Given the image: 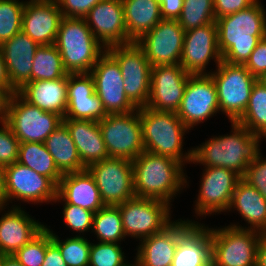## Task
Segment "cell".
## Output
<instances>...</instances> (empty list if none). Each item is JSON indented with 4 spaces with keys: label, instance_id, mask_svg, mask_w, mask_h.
<instances>
[{
    "label": "cell",
    "instance_id": "48",
    "mask_svg": "<svg viewBox=\"0 0 266 266\" xmlns=\"http://www.w3.org/2000/svg\"><path fill=\"white\" fill-rule=\"evenodd\" d=\"M41 266H67L59 247L51 240V230L46 226V253Z\"/></svg>",
    "mask_w": 266,
    "mask_h": 266
},
{
    "label": "cell",
    "instance_id": "36",
    "mask_svg": "<svg viewBox=\"0 0 266 266\" xmlns=\"http://www.w3.org/2000/svg\"><path fill=\"white\" fill-rule=\"evenodd\" d=\"M94 230V231H93ZM99 242L117 243L126 236L122 227V217L118 206L105 205L94 213L92 231Z\"/></svg>",
    "mask_w": 266,
    "mask_h": 266
},
{
    "label": "cell",
    "instance_id": "25",
    "mask_svg": "<svg viewBox=\"0 0 266 266\" xmlns=\"http://www.w3.org/2000/svg\"><path fill=\"white\" fill-rule=\"evenodd\" d=\"M14 206L0 218V255H13L46 227Z\"/></svg>",
    "mask_w": 266,
    "mask_h": 266
},
{
    "label": "cell",
    "instance_id": "42",
    "mask_svg": "<svg viewBox=\"0 0 266 266\" xmlns=\"http://www.w3.org/2000/svg\"><path fill=\"white\" fill-rule=\"evenodd\" d=\"M63 208V218L67 227L80 234L92 230L94 212L68 203H65Z\"/></svg>",
    "mask_w": 266,
    "mask_h": 266
},
{
    "label": "cell",
    "instance_id": "2",
    "mask_svg": "<svg viewBox=\"0 0 266 266\" xmlns=\"http://www.w3.org/2000/svg\"><path fill=\"white\" fill-rule=\"evenodd\" d=\"M230 135L210 138L202 145L192 148V162L205 167L228 168L241 177L247 166L257 159L261 135H255L238 122H231Z\"/></svg>",
    "mask_w": 266,
    "mask_h": 266
},
{
    "label": "cell",
    "instance_id": "17",
    "mask_svg": "<svg viewBox=\"0 0 266 266\" xmlns=\"http://www.w3.org/2000/svg\"><path fill=\"white\" fill-rule=\"evenodd\" d=\"M5 196L7 202H54L57 186L46 176L40 175L27 166L15 162L5 167ZM12 198V199H11Z\"/></svg>",
    "mask_w": 266,
    "mask_h": 266
},
{
    "label": "cell",
    "instance_id": "52",
    "mask_svg": "<svg viewBox=\"0 0 266 266\" xmlns=\"http://www.w3.org/2000/svg\"><path fill=\"white\" fill-rule=\"evenodd\" d=\"M256 266H266V233H261L258 242Z\"/></svg>",
    "mask_w": 266,
    "mask_h": 266
},
{
    "label": "cell",
    "instance_id": "7",
    "mask_svg": "<svg viewBox=\"0 0 266 266\" xmlns=\"http://www.w3.org/2000/svg\"><path fill=\"white\" fill-rule=\"evenodd\" d=\"M260 237L250 229L211 228V266H256Z\"/></svg>",
    "mask_w": 266,
    "mask_h": 266
},
{
    "label": "cell",
    "instance_id": "29",
    "mask_svg": "<svg viewBox=\"0 0 266 266\" xmlns=\"http://www.w3.org/2000/svg\"><path fill=\"white\" fill-rule=\"evenodd\" d=\"M63 123L69 129L80 160L86 168L109 157L97 121L63 118Z\"/></svg>",
    "mask_w": 266,
    "mask_h": 266
},
{
    "label": "cell",
    "instance_id": "31",
    "mask_svg": "<svg viewBox=\"0 0 266 266\" xmlns=\"http://www.w3.org/2000/svg\"><path fill=\"white\" fill-rule=\"evenodd\" d=\"M128 37L136 42L161 20L157 0H121Z\"/></svg>",
    "mask_w": 266,
    "mask_h": 266
},
{
    "label": "cell",
    "instance_id": "44",
    "mask_svg": "<svg viewBox=\"0 0 266 266\" xmlns=\"http://www.w3.org/2000/svg\"><path fill=\"white\" fill-rule=\"evenodd\" d=\"M242 179L257 189L266 199V158L263 159L261 153L247 166Z\"/></svg>",
    "mask_w": 266,
    "mask_h": 266
},
{
    "label": "cell",
    "instance_id": "16",
    "mask_svg": "<svg viewBox=\"0 0 266 266\" xmlns=\"http://www.w3.org/2000/svg\"><path fill=\"white\" fill-rule=\"evenodd\" d=\"M242 177L235 171L222 167H205L195 213L199 216L229 210L232 196Z\"/></svg>",
    "mask_w": 266,
    "mask_h": 266
},
{
    "label": "cell",
    "instance_id": "40",
    "mask_svg": "<svg viewBox=\"0 0 266 266\" xmlns=\"http://www.w3.org/2000/svg\"><path fill=\"white\" fill-rule=\"evenodd\" d=\"M124 257L126 256L117 243L91 242L89 266H133Z\"/></svg>",
    "mask_w": 266,
    "mask_h": 266
},
{
    "label": "cell",
    "instance_id": "24",
    "mask_svg": "<svg viewBox=\"0 0 266 266\" xmlns=\"http://www.w3.org/2000/svg\"><path fill=\"white\" fill-rule=\"evenodd\" d=\"M38 47L39 44L23 31L0 46L12 88L16 92L31 82L33 60Z\"/></svg>",
    "mask_w": 266,
    "mask_h": 266
},
{
    "label": "cell",
    "instance_id": "18",
    "mask_svg": "<svg viewBox=\"0 0 266 266\" xmlns=\"http://www.w3.org/2000/svg\"><path fill=\"white\" fill-rule=\"evenodd\" d=\"M190 75L180 64L152 67L146 107L156 111L177 112Z\"/></svg>",
    "mask_w": 266,
    "mask_h": 266
},
{
    "label": "cell",
    "instance_id": "3",
    "mask_svg": "<svg viewBox=\"0 0 266 266\" xmlns=\"http://www.w3.org/2000/svg\"><path fill=\"white\" fill-rule=\"evenodd\" d=\"M135 196L159 199L169 205L186 186L183 165L172 158L142 152L132 161Z\"/></svg>",
    "mask_w": 266,
    "mask_h": 266
},
{
    "label": "cell",
    "instance_id": "1",
    "mask_svg": "<svg viewBox=\"0 0 266 266\" xmlns=\"http://www.w3.org/2000/svg\"><path fill=\"white\" fill-rule=\"evenodd\" d=\"M257 0L250 7L216 19L222 60L245 64L258 42L266 37V12Z\"/></svg>",
    "mask_w": 266,
    "mask_h": 266
},
{
    "label": "cell",
    "instance_id": "14",
    "mask_svg": "<svg viewBox=\"0 0 266 266\" xmlns=\"http://www.w3.org/2000/svg\"><path fill=\"white\" fill-rule=\"evenodd\" d=\"M90 74L95 82V92L107 114H127L138 109L126 96L120 66L107 51Z\"/></svg>",
    "mask_w": 266,
    "mask_h": 266
},
{
    "label": "cell",
    "instance_id": "23",
    "mask_svg": "<svg viewBox=\"0 0 266 266\" xmlns=\"http://www.w3.org/2000/svg\"><path fill=\"white\" fill-rule=\"evenodd\" d=\"M192 220L172 221L161 232L141 240L133 266H171L179 235Z\"/></svg>",
    "mask_w": 266,
    "mask_h": 266
},
{
    "label": "cell",
    "instance_id": "35",
    "mask_svg": "<svg viewBox=\"0 0 266 266\" xmlns=\"http://www.w3.org/2000/svg\"><path fill=\"white\" fill-rule=\"evenodd\" d=\"M237 122L253 134L266 138V87L260 82L254 83L248 106Z\"/></svg>",
    "mask_w": 266,
    "mask_h": 266
},
{
    "label": "cell",
    "instance_id": "49",
    "mask_svg": "<svg viewBox=\"0 0 266 266\" xmlns=\"http://www.w3.org/2000/svg\"><path fill=\"white\" fill-rule=\"evenodd\" d=\"M184 0H163L160 2V14L162 19H176L183 9Z\"/></svg>",
    "mask_w": 266,
    "mask_h": 266
},
{
    "label": "cell",
    "instance_id": "10",
    "mask_svg": "<svg viewBox=\"0 0 266 266\" xmlns=\"http://www.w3.org/2000/svg\"><path fill=\"white\" fill-rule=\"evenodd\" d=\"M106 51L117 61L124 79L125 94L137 107H146L151 82V64L136 43L115 45Z\"/></svg>",
    "mask_w": 266,
    "mask_h": 266
},
{
    "label": "cell",
    "instance_id": "6",
    "mask_svg": "<svg viewBox=\"0 0 266 266\" xmlns=\"http://www.w3.org/2000/svg\"><path fill=\"white\" fill-rule=\"evenodd\" d=\"M216 67V72H209V75L216 86L219 111L226 114L231 122H237L248 106L257 79L244 64L222 60Z\"/></svg>",
    "mask_w": 266,
    "mask_h": 266
},
{
    "label": "cell",
    "instance_id": "21",
    "mask_svg": "<svg viewBox=\"0 0 266 266\" xmlns=\"http://www.w3.org/2000/svg\"><path fill=\"white\" fill-rule=\"evenodd\" d=\"M67 109L64 118L101 121L108 114L95 92L90 73L68 74Z\"/></svg>",
    "mask_w": 266,
    "mask_h": 266
},
{
    "label": "cell",
    "instance_id": "30",
    "mask_svg": "<svg viewBox=\"0 0 266 266\" xmlns=\"http://www.w3.org/2000/svg\"><path fill=\"white\" fill-rule=\"evenodd\" d=\"M231 208L237 210L250 227L244 228L237 224L229 226L266 233V199L242 178L236 185L229 211Z\"/></svg>",
    "mask_w": 266,
    "mask_h": 266
},
{
    "label": "cell",
    "instance_id": "38",
    "mask_svg": "<svg viewBox=\"0 0 266 266\" xmlns=\"http://www.w3.org/2000/svg\"><path fill=\"white\" fill-rule=\"evenodd\" d=\"M58 237L51 231V240L59 247L67 266H89L90 240L80 235L64 241Z\"/></svg>",
    "mask_w": 266,
    "mask_h": 266
},
{
    "label": "cell",
    "instance_id": "9",
    "mask_svg": "<svg viewBox=\"0 0 266 266\" xmlns=\"http://www.w3.org/2000/svg\"><path fill=\"white\" fill-rule=\"evenodd\" d=\"M63 122L53 112L41 110L24 100L17 92L12 94L8 104L6 123L22 142L44 143L46 138Z\"/></svg>",
    "mask_w": 266,
    "mask_h": 266
},
{
    "label": "cell",
    "instance_id": "12",
    "mask_svg": "<svg viewBox=\"0 0 266 266\" xmlns=\"http://www.w3.org/2000/svg\"><path fill=\"white\" fill-rule=\"evenodd\" d=\"M105 205L117 206L135 196L132 161L108 157L86 168Z\"/></svg>",
    "mask_w": 266,
    "mask_h": 266
},
{
    "label": "cell",
    "instance_id": "11",
    "mask_svg": "<svg viewBox=\"0 0 266 266\" xmlns=\"http://www.w3.org/2000/svg\"><path fill=\"white\" fill-rule=\"evenodd\" d=\"M117 206L125 236L139 238L140 241L161 232L172 222L171 206L159 199L134 196Z\"/></svg>",
    "mask_w": 266,
    "mask_h": 266
},
{
    "label": "cell",
    "instance_id": "8",
    "mask_svg": "<svg viewBox=\"0 0 266 266\" xmlns=\"http://www.w3.org/2000/svg\"><path fill=\"white\" fill-rule=\"evenodd\" d=\"M98 124L109 157L133 161L145 151L140 108L127 114H108Z\"/></svg>",
    "mask_w": 266,
    "mask_h": 266
},
{
    "label": "cell",
    "instance_id": "45",
    "mask_svg": "<svg viewBox=\"0 0 266 266\" xmlns=\"http://www.w3.org/2000/svg\"><path fill=\"white\" fill-rule=\"evenodd\" d=\"M63 17L85 18L102 0H56Z\"/></svg>",
    "mask_w": 266,
    "mask_h": 266
},
{
    "label": "cell",
    "instance_id": "22",
    "mask_svg": "<svg viewBox=\"0 0 266 266\" xmlns=\"http://www.w3.org/2000/svg\"><path fill=\"white\" fill-rule=\"evenodd\" d=\"M62 17L56 0L27 1L22 14V31L39 45H53Z\"/></svg>",
    "mask_w": 266,
    "mask_h": 266
},
{
    "label": "cell",
    "instance_id": "37",
    "mask_svg": "<svg viewBox=\"0 0 266 266\" xmlns=\"http://www.w3.org/2000/svg\"><path fill=\"white\" fill-rule=\"evenodd\" d=\"M177 21L185 31L215 23L214 0H184Z\"/></svg>",
    "mask_w": 266,
    "mask_h": 266
},
{
    "label": "cell",
    "instance_id": "43",
    "mask_svg": "<svg viewBox=\"0 0 266 266\" xmlns=\"http://www.w3.org/2000/svg\"><path fill=\"white\" fill-rule=\"evenodd\" d=\"M0 128V166L18 162L19 140L6 122Z\"/></svg>",
    "mask_w": 266,
    "mask_h": 266
},
{
    "label": "cell",
    "instance_id": "47",
    "mask_svg": "<svg viewBox=\"0 0 266 266\" xmlns=\"http://www.w3.org/2000/svg\"><path fill=\"white\" fill-rule=\"evenodd\" d=\"M257 0H214V14L216 19L236 13L253 5Z\"/></svg>",
    "mask_w": 266,
    "mask_h": 266
},
{
    "label": "cell",
    "instance_id": "54",
    "mask_svg": "<svg viewBox=\"0 0 266 266\" xmlns=\"http://www.w3.org/2000/svg\"><path fill=\"white\" fill-rule=\"evenodd\" d=\"M0 266H24L14 255H0Z\"/></svg>",
    "mask_w": 266,
    "mask_h": 266
},
{
    "label": "cell",
    "instance_id": "55",
    "mask_svg": "<svg viewBox=\"0 0 266 266\" xmlns=\"http://www.w3.org/2000/svg\"><path fill=\"white\" fill-rule=\"evenodd\" d=\"M257 81L266 87V72L263 73L260 77H258Z\"/></svg>",
    "mask_w": 266,
    "mask_h": 266
},
{
    "label": "cell",
    "instance_id": "19",
    "mask_svg": "<svg viewBox=\"0 0 266 266\" xmlns=\"http://www.w3.org/2000/svg\"><path fill=\"white\" fill-rule=\"evenodd\" d=\"M211 59L216 66L222 61L216 23L185 31L180 61L184 70L191 75L209 74L205 68Z\"/></svg>",
    "mask_w": 266,
    "mask_h": 266
},
{
    "label": "cell",
    "instance_id": "46",
    "mask_svg": "<svg viewBox=\"0 0 266 266\" xmlns=\"http://www.w3.org/2000/svg\"><path fill=\"white\" fill-rule=\"evenodd\" d=\"M244 66L256 79L266 72V37L258 42Z\"/></svg>",
    "mask_w": 266,
    "mask_h": 266
},
{
    "label": "cell",
    "instance_id": "51",
    "mask_svg": "<svg viewBox=\"0 0 266 266\" xmlns=\"http://www.w3.org/2000/svg\"><path fill=\"white\" fill-rule=\"evenodd\" d=\"M10 97L11 94L5 88L0 87V123L6 122Z\"/></svg>",
    "mask_w": 266,
    "mask_h": 266
},
{
    "label": "cell",
    "instance_id": "53",
    "mask_svg": "<svg viewBox=\"0 0 266 266\" xmlns=\"http://www.w3.org/2000/svg\"><path fill=\"white\" fill-rule=\"evenodd\" d=\"M5 167L0 166V212L6 209Z\"/></svg>",
    "mask_w": 266,
    "mask_h": 266
},
{
    "label": "cell",
    "instance_id": "28",
    "mask_svg": "<svg viewBox=\"0 0 266 266\" xmlns=\"http://www.w3.org/2000/svg\"><path fill=\"white\" fill-rule=\"evenodd\" d=\"M68 75L56 80L31 81L17 93L28 103L41 110L65 116L67 109Z\"/></svg>",
    "mask_w": 266,
    "mask_h": 266
},
{
    "label": "cell",
    "instance_id": "20",
    "mask_svg": "<svg viewBox=\"0 0 266 266\" xmlns=\"http://www.w3.org/2000/svg\"><path fill=\"white\" fill-rule=\"evenodd\" d=\"M85 20L105 48L133 43L127 35L121 0L100 1L89 11Z\"/></svg>",
    "mask_w": 266,
    "mask_h": 266
},
{
    "label": "cell",
    "instance_id": "33",
    "mask_svg": "<svg viewBox=\"0 0 266 266\" xmlns=\"http://www.w3.org/2000/svg\"><path fill=\"white\" fill-rule=\"evenodd\" d=\"M18 162L29 167L40 175L48 177L56 186L62 174L56 167L53 157L48 152L44 143L22 142L19 143Z\"/></svg>",
    "mask_w": 266,
    "mask_h": 266
},
{
    "label": "cell",
    "instance_id": "26",
    "mask_svg": "<svg viewBox=\"0 0 266 266\" xmlns=\"http://www.w3.org/2000/svg\"><path fill=\"white\" fill-rule=\"evenodd\" d=\"M200 224L193 221L179 235L171 266H211V228Z\"/></svg>",
    "mask_w": 266,
    "mask_h": 266
},
{
    "label": "cell",
    "instance_id": "13",
    "mask_svg": "<svg viewBox=\"0 0 266 266\" xmlns=\"http://www.w3.org/2000/svg\"><path fill=\"white\" fill-rule=\"evenodd\" d=\"M185 30L176 19H162L136 43L152 67L180 64Z\"/></svg>",
    "mask_w": 266,
    "mask_h": 266
},
{
    "label": "cell",
    "instance_id": "32",
    "mask_svg": "<svg viewBox=\"0 0 266 266\" xmlns=\"http://www.w3.org/2000/svg\"><path fill=\"white\" fill-rule=\"evenodd\" d=\"M44 144L62 175L86 169L80 160L71 133L63 122L46 138Z\"/></svg>",
    "mask_w": 266,
    "mask_h": 266
},
{
    "label": "cell",
    "instance_id": "50",
    "mask_svg": "<svg viewBox=\"0 0 266 266\" xmlns=\"http://www.w3.org/2000/svg\"><path fill=\"white\" fill-rule=\"evenodd\" d=\"M0 87L5 88L11 95L16 93V91L12 88L1 48H0Z\"/></svg>",
    "mask_w": 266,
    "mask_h": 266
},
{
    "label": "cell",
    "instance_id": "15",
    "mask_svg": "<svg viewBox=\"0 0 266 266\" xmlns=\"http://www.w3.org/2000/svg\"><path fill=\"white\" fill-rule=\"evenodd\" d=\"M219 112L217 90L209 74L190 75L177 116L191 130Z\"/></svg>",
    "mask_w": 266,
    "mask_h": 266
},
{
    "label": "cell",
    "instance_id": "34",
    "mask_svg": "<svg viewBox=\"0 0 266 266\" xmlns=\"http://www.w3.org/2000/svg\"><path fill=\"white\" fill-rule=\"evenodd\" d=\"M68 75L57 47L39 45L36 49L31 71V81L56 80Z\"/></svg>",
    "mask_w": 266,
    "mask_h": 266
},
{
    "label": "cell",
    "instance_id": "5",
    "mask_svg": "<svg viewBox=\"0 0 266 266\" xmlns=\"http://www.w3.org/2000/svg\"><path fill=\"white\" fill-rule=\"evenodd\" d=\"M143 144L146 152L184 163L192 162V149L183 154V136L189 129L176 112L140 107Z\"/></svg>",
    "mask_w": 266,
    "mask_h": 266
},
{
    "label": "cell",
    "instance_id": "41",
    "mask_svg": "<svg viewBox=\"0 0 266 266\" xmlns=\"http://www.w3.org/2000/svg\"><path fill=\"white\" fill-rule=\"evenodd\" d=\"M46 253V227L13 255L24 266H41Z\"/></svg>",
    "mask_w": 266,
    "mask_h": 266
},
{
    "label": "cell",
    "instance_id": "4",
    "mask_svg": "<svg viewBox=\"0 0 266 266\" xmlns=\"http://www.w3.org/2000/svg\"><path fill=\"white\" fill-rule=\"evenodd\" d=\"M54 45L59 50L68 74L90 73L106 52L85 18L62 17Z\"/></svg>",
    "mask_w": 266,
    "mask_h": 266
},
{
    "label": "cell",
    "instance_id": "27",
    "mask_svg": "<svg viewBox=\"0 0 266 266\" xmlns=\"http://www.w3.org/2000/svg\"><path fill=\"white\" fill-rule=\"evenodd\" d=\"M60 200L94 213L105 206L95 180L87 169L62 176L54 201Z\"/></svg>",
    "mask_w": 266,
    "mask_h": 266
},
{
    "label": "cell",
    "instance_id": "39",
    "mask_svg": "<svg viewBox=\"0 0 266 266\" xmlns=\"http://www.w3.org/2000/svg\"><path fill=\"white\" fill-rule=\"evenodd\" d=\"M25 2L0 0V46L22 31V14Z\"/></svg>",
    "mask_w": 266,
    "mask_h": 266
}]
</instances>
